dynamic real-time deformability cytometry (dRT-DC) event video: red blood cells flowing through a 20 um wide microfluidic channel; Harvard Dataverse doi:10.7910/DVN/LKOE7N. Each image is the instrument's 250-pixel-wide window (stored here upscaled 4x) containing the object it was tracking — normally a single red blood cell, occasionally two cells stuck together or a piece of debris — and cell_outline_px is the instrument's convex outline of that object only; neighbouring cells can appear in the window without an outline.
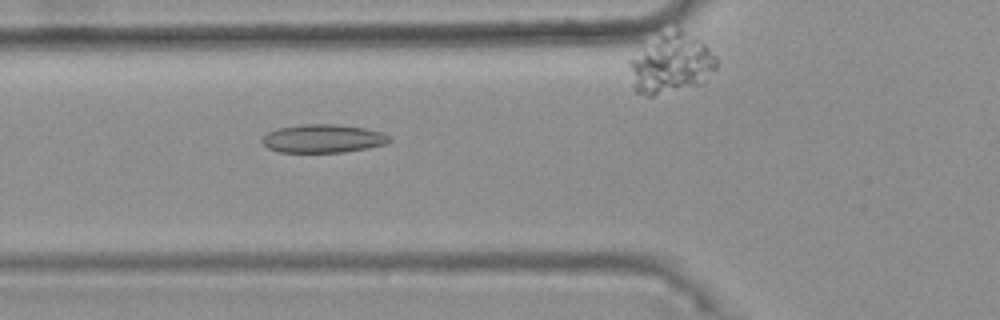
{"species": "common noctule bat (a hibernating species)", "species_latin": "Nyctalus noctula", "temperature_condition": "warm", "stored_images_in_passage": 50, "camera_frame_rate_fps": 3000, "um_per_image_px": 0.085, "animal": {"sex": "female", "body_mass_g": 25.1}, "frame": {"image": 1, "passage_image": 20, "time_ms": 6.333, "image_size_px": [1000, 320], "cell_outline_px": [[392, 140], [384, 144], [368, 148], [344, 152], [280, 152], [268, 148], [260, 140], [268, 132], [280, 128], [300, 124], [340, 124], [364, 128], [380, 132], [392, 136]], "centroid_in_image_um": [27.48, 11.77], "position_along_channel_um": 98.3, "area_um2": 21.04}}
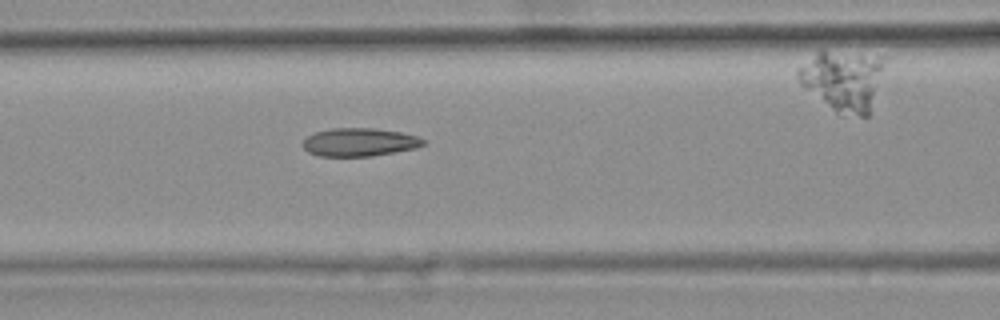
{"frame": {"image": 2, "passage_image": 23, "time_ms": 7.333, "image_size_px": [1000, 320], "cell_outline_px": [[424, 144], [416, 148], [372, 156], [320, 156], [308, 152], [300, 144], [308, 136], [316, 132], [332, 128], [372, 128], [400, 132], [416, 136], [424, 140]], "centroid_in_image_um": [30.52, 12.09], "position_along_channel_um": 136.1, "area_um2": 19.65}}
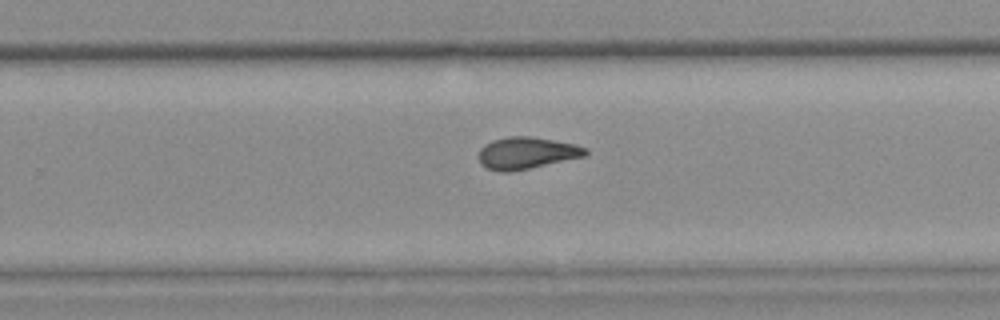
{"frame": {"image": 3, "passage_image": 35, "time_ms": 11.333, "image_size_px": [1000, 320], "cell_outline_px": [[588, 152], [584, 156], [512, 172], [500, 172], [488, 168], [480, 164], [480, 148], [484, 144], [492, 140], [508, 136], [528, 136], [576, 144], [588, 148]], "centroid_in_image_um": [44.75, 13.0], "position_along_channel_um": 285.1, "area_um2": 19.77}}